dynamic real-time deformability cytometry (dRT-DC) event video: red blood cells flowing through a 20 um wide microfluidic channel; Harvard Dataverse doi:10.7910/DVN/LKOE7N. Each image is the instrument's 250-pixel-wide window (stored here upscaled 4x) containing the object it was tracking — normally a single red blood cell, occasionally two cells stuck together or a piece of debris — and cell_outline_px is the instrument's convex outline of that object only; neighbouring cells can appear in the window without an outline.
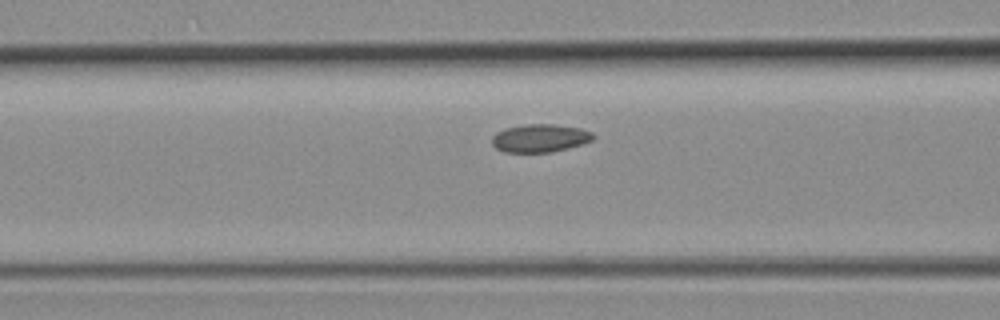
{"species": "common noctule bat (a hibernating species)", "species_latin": "Nyctalus noctula", "temperature_condition": "room temperature", "stored_images_in_passage": 17, "camera_frame_rate_fps": 3000, "um_per_image_px": 0.085, "animal": {"sex": "female", "body_mass_g": 19.3, "forearm_length_mm": 54.1}, "frame": {"image": 1, "passage_image": 12, "time_ms": 3.667, "image_size_px": [1000, 320], "cell_outline_px": [[596, 136], [592, 140], [584, 144], [552, 152], [504, 152], [496, 148], [492, 144], [492, 136], [496, 132], [504, 128], [524, 124], [556, 124], [580, 128], [592, 132]], "centroid_in_image_um": [45.91, 11.73], "position_along_channel_um": 120.7, "area_um2": 16.76}}
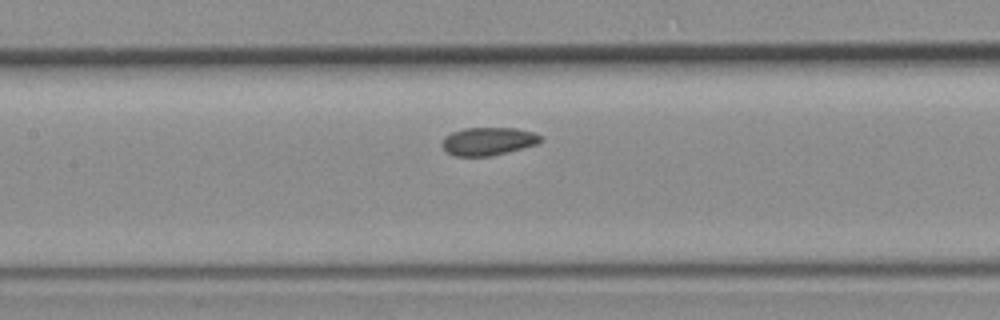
{"frame": {"image": 2, "passage_image": 15, "time_ms": 4.667, "image_size_px": [1000, 320], "cell_outline_px": [[544, 140], [536, 144], [488, 156], [456, 156], [448, 152], [440, 144], [444, 136], [452, 132], [464, 128], [516, 128], [532, 132], [540, 136]], "centroid_in_image_um": [41.45, 11.99], "position_along_channel_um": 165.9, "area_um2": 15.84}}